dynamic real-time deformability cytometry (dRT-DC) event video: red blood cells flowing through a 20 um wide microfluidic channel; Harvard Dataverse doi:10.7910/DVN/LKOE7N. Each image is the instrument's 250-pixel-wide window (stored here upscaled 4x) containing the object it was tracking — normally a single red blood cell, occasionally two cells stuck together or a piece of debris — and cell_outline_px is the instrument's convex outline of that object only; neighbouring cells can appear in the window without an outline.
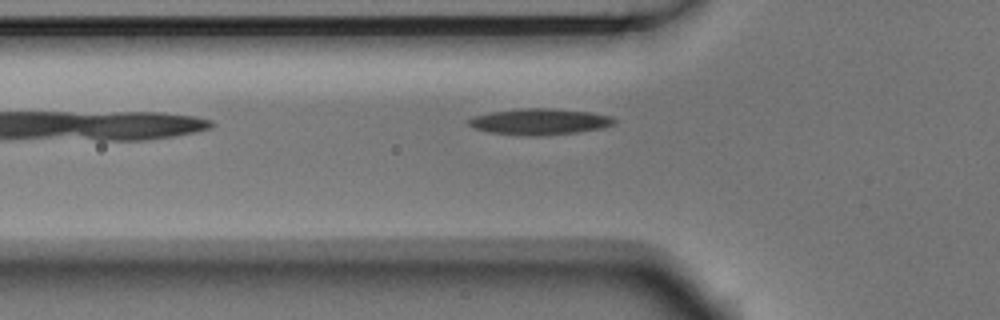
{"species": "Egyptian fruit bat (a non-hibernating species)", "species_latin": "Rousettus aegyptiacus", "temperature_condition": "room temperature", "stored_images_in_passage": 5, "camera_frame_rate_fps": 3000, "um_per_image_px": 0.085, "animal": {"sex": "male"}, "frame": {"image": 1, "passage_image": 5, "time_ms": 1.333, "image_size_px": [1000, 320], "cell_outline_px": [[616, 120], [612, 124], [604, 128], [576, 132], [536, 136], [528, 136], [488, 132], [472, 128], [468, 124], [468, 120], [476, 116], [492, 112], [520, 108], [548, 108], [588, 112], [612, 116]], "centroid_in_image_um": [45.86, 10.34], "position_along_channel_um": 79.9, "area_um2": 22.02}}